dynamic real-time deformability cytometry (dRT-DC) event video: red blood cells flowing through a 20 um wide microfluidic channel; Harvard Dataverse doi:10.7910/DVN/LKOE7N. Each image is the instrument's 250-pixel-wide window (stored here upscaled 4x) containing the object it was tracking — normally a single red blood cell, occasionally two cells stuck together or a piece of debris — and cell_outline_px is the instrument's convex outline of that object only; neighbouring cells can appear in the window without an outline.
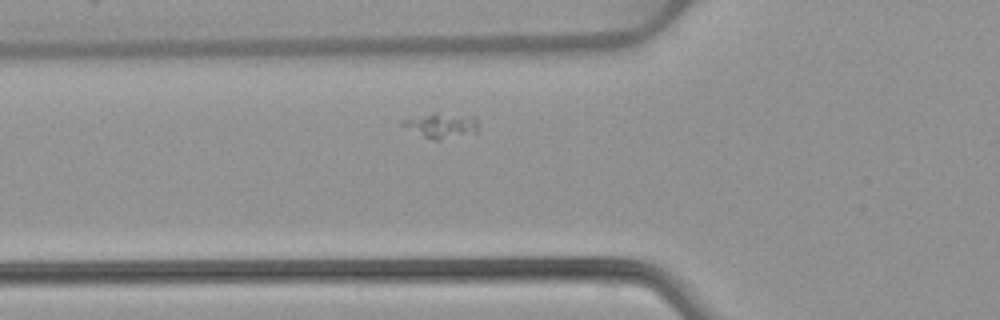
{"species": "common noctule bat (a hibernating species)", "species_latin": "Nyctalus noctula", "temperature_condition": "warm", "stored_images_in_passage": 42, "camera_frame_rate_fps": 3000, "um_per_image_px": 0.085, "animal": {"sex": "female", "body_mass_g": 22.7, "forearm_length_mm": 54.2}, "frame": {"image": 1, "passage_image": 7, "time_ms": 2.0, "image_size_px": [1000, 320], "cell_outline_px": [[476, 132], [440, 140], [432, 140], [400, 124], [404, 120], [432, 112], [436, 112], [476, 116]], "centroid_in_image_um": [37.54, 10.64], "position_along_channel_um": 88.3, "area_um2": 10.81}}
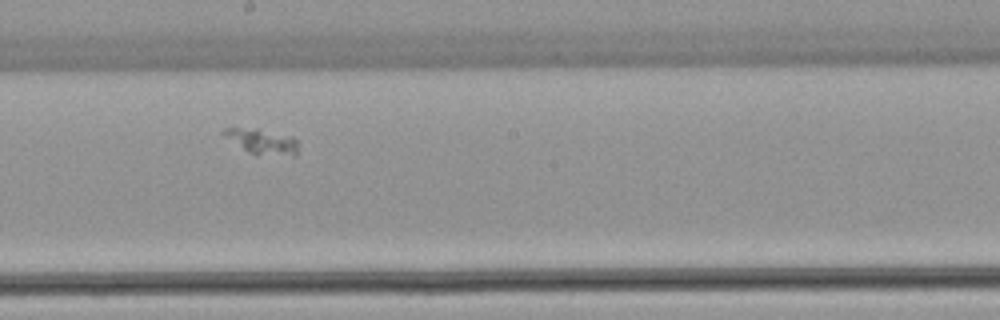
{"frame": {"image": 2, "passage_image": 18, "time_ms": 5.667, "image_size_px": [1000, 320], "cell_outline_px": [[296, 156], [292, 156], [252, 152], [244, 148], [220, 132], [224, 128], [256, 128], [292, 136], [296, 140]], "centroid_in_image_um": [22.31, 11.98], "position_along_channel_um": 225.9, "area_um2": 10.29}}
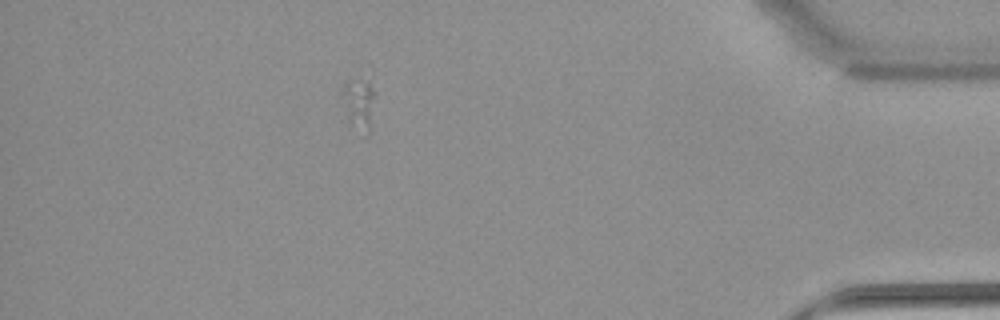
{"frame": {"image": 3, "passage_image": 36, "time_ms": 11.667, "image_size_px": [1000, 320], "cell_outline_px": [[376, 96], [368, 136], [348, 120], [340, 88], [348, 80], [372, 68]], "centroid_in_image_um": [30.6, 8.5], "position_along_channel_um": 404.6, "area_um2": 11.16}}